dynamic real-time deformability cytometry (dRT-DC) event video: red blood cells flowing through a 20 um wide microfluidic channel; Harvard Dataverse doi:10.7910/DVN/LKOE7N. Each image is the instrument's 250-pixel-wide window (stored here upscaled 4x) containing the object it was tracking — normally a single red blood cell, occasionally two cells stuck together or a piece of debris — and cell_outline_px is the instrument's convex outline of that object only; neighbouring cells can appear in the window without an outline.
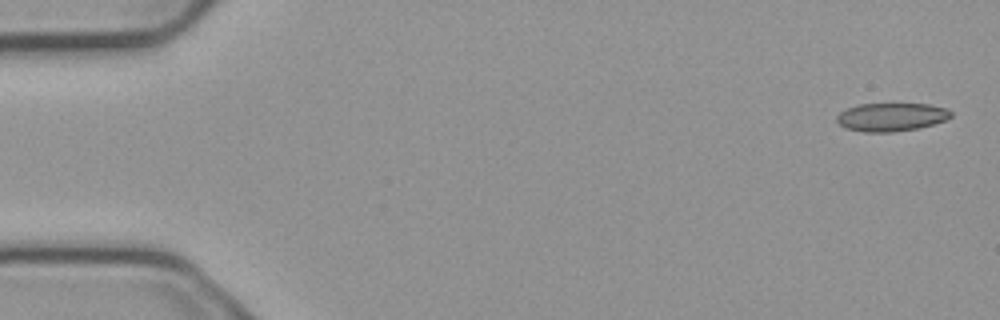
{"species": "common noctule bat (a hibernating species)", "species_latin": "Nyctalus noctula", "temperature_condition": "cold", "stored_images_in_passage": 5, "camera_frame_rate_fps": 3000, "um_per_image_px": 0.085, "animal": {"sex": "male", "body_mass_g": 23.1, "forearm_length_mm": 52.7}, "frame": {"image": 1, "passage_image": 1, "time_ms": 0.0, "image_size_px": [1000, 320], "cell_outline_px": [[952, 116], [944, 120], [932, 124], [916, 128], [892, 132], [864, 132], [848, 128], [840, 124], [836, 120], [836, 116], [840, 112], [848, 108], [860, 104], [928, 104], [948, 108], [952, 112]], "centroid_in_image_um": [75.77, 9.94], "position_along_channel_um": 9.2, "area_um2": 18.61}}